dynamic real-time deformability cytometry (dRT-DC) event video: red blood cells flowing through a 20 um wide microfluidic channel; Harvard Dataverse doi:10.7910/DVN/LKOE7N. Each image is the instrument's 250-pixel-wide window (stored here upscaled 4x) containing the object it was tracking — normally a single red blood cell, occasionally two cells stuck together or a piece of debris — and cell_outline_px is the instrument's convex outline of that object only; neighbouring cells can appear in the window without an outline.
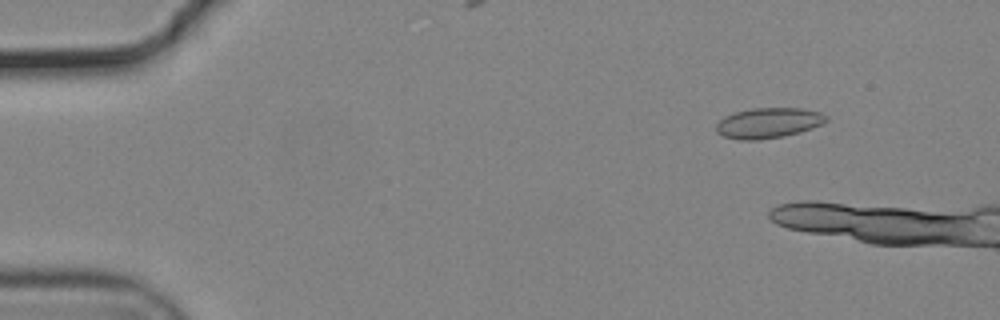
{"species": "common noctule bat (a hibernating species)", "species_latin": "Nyctalus noctula", "temperature_condition": "cold", "stored_images_in_passage": 9, "camera_frame_rate_fps": 3000, "um_per_image_px": 0.085, "animal": {"sex": "male", "body_mass_g": 19.2, "forearm_length_mm": 51.8}, "frame": {"image": 1, "passage_image": 4, "time_ms": 1.0, "image_size_px": [1000, 320], "cell_outline_px": [[828, 120], [812, 128], [800, 132], [784, 136], [760, 140], [740, 140], [724, 136], [716, 132], [716, 124], [724, 116], [736, 112], [752, 108], [804, 108], [820, 112], [828, 116]], "centroid_in_image_um": [65.32, 10.45], "position_along_channel_um": 19.7, "area_um2": 19.54}}